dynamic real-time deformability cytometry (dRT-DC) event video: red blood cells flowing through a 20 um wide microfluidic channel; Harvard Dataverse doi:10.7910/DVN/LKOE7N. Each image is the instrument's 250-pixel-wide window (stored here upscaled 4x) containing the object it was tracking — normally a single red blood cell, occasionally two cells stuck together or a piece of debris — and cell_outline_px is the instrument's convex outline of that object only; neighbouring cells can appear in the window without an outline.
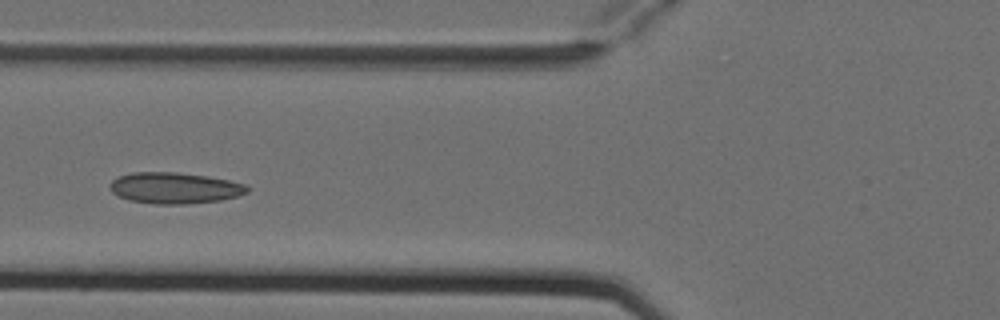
{"species": "Egyptian fruit bat (a non-hibernating species)", "species_latin": "Rousettus aegyptiacus", "temperature_condition": "cold", "stored_images_in_passage": 4, "camera_frame_rate_fps": 3000, "um_per_image_px": 0.085, "animal": {"sex": "female"}, "frame": {"image": 1, "passage_image": 4, "time_ms": 1.0, "image_size_px": [1000, 320], "cell_outline_px": [[248, 192], [236, 196], [220, 200], [184, 204], [156, 204], [128, 200], [112, 192], [108, 188], [108, 184], [116, 176], [132, 172], [176, 172], [208, 176], [248, 184]], "centroid_in_image_um": [14.8, 15.97], "position_along_channel_um": 111.0, "area_um2": 25.09}}